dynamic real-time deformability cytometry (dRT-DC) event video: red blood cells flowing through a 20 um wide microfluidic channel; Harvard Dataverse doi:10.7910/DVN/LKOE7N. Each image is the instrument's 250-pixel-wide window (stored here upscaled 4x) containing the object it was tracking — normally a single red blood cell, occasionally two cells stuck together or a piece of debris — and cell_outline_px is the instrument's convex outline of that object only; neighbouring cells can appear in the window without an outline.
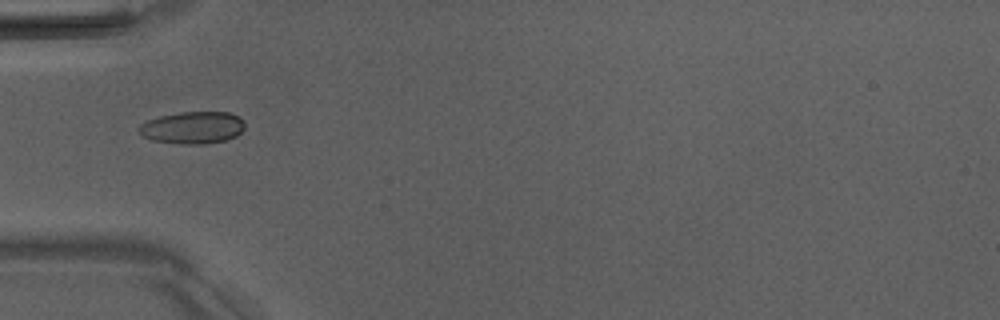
{"species": "Egyptian fruit bat (a non-hibernating species)", "species_latin": "Rousettus aegyptiacus", "temperature_condition": "room temperature", "stored_images_in_passage": 7, "camera_frame_rate_fps": 3000, "um_per_image_px": 0.085, "animal": {"sex": "male"}, "frame": {"image": 1, "passage_image": 5, "time_ms": 4.667, "image_size_px": [1000, 320], "cell_outline_px": [[244, 128], [236, 136], [224, 140], [204, 144], [180, 144], [152, 140], [140, 136], [136, 132], [140, 124], [148, 120], [160, 116], [180, 112], [228, 112], [240, 116], [244, 120]], "centroid_in_image_um": [16.34, 10.85], "position_along_channel_um": 68.7, "area_um2": 20.06}}
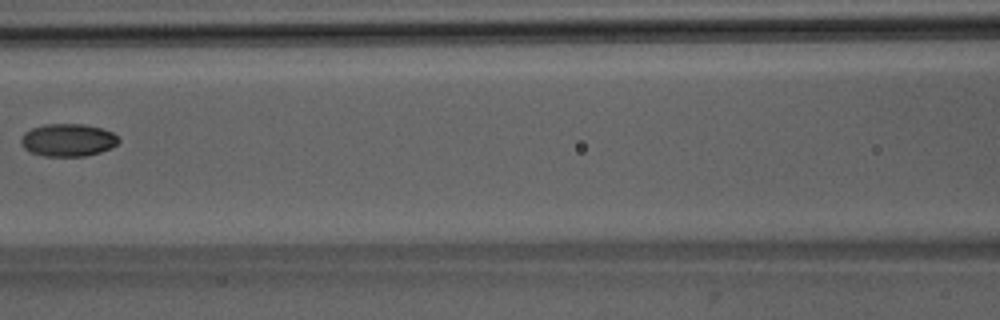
{"frame": {"image": 2, "passage_image": 7, "time_ms": 7.0, "image_size_px": [1000, 320], "cell_outline_px": [[120, 140], [112, 148], [100, 152], [84, 156], [44, 156], [32, 152], [24, 148], [20, 144], [20, 140], [24, 132], [32, 128], [44, 124], [84, 124], [100, 128], [112, 132]], "centroid_in_image_um": [5.76, 11.9], "position_along_channel_um": 160.8, "area_um2": 18.55}}